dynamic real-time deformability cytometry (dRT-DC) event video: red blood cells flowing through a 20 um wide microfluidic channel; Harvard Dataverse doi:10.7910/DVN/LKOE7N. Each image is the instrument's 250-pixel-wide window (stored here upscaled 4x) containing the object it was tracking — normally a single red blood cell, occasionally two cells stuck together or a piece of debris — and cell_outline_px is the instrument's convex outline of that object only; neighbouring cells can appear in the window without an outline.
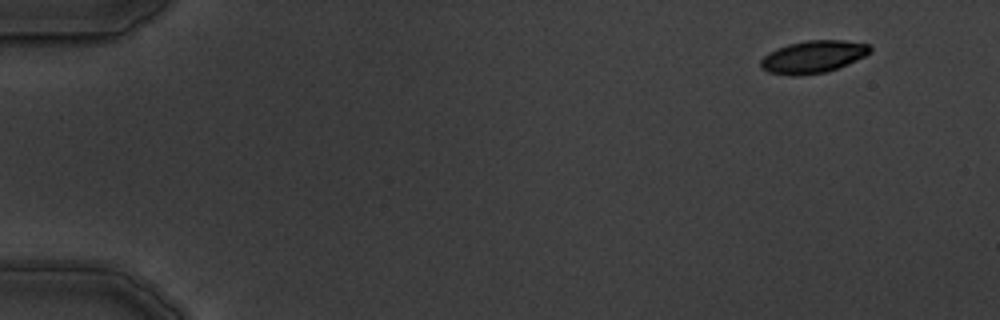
{"species": "common noctule bat (a hibernating species)", "species_latin": "Nyctalus noctula", "temperature_condition": "warm", "stored_images_in_passage": 9, "camera_frame_rate_fps": 3000, "um_per_image_px": 0.085, "animal": {"sex": "male", "body_mass_g": 19.5, "forearm_length_mm": 54.6}, "frame": {"image": 1, "passage_image": 1, "time_ms": 0.0, "image_size_px": [1000, 320], "cell_outline_px": [[872, 52], [856, 60], [836, 68], [824, 72], [800, 76], [792, 76], [768, 72], [760, 68], [760, 60], [768, 52], [776, 48], [788, 44], [808, 40], [844, 40], [868, 44], [872, 48]], "centroid_in_image_um": [69.08, 4.82], "position_along_channel_um": 15.9, "area_um2": 20.69}}
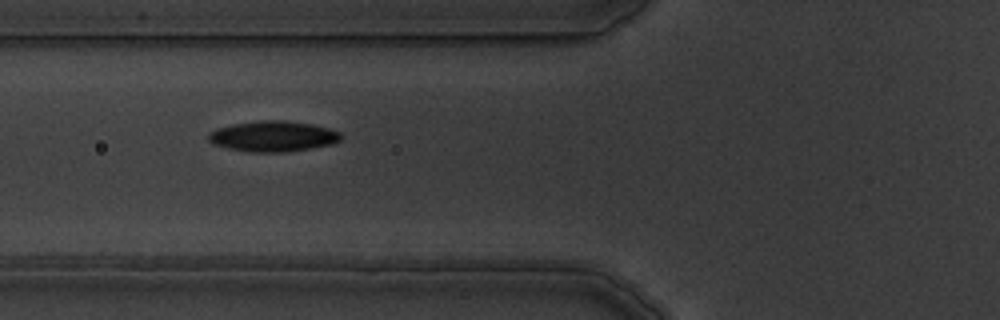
{"frame": {"image": 2, "passage_image": 6, "time_ms": 5.667, "image_size_px": [1000, 320], "cell_outline_px": [[344, 136], [340, 140], [332, 144], [284, 152], [252, 152], [228, 148], [212, 144], [208, 140], [208, 132], [216, 128], [232, 124], [260, 120], [284, 120], [312, 124], [328, 128], [340, 132]], "centroid_in_image_um": [23.19, 11.57], "position_along_channel_um": 102.6, "area_um2": 23.7}}
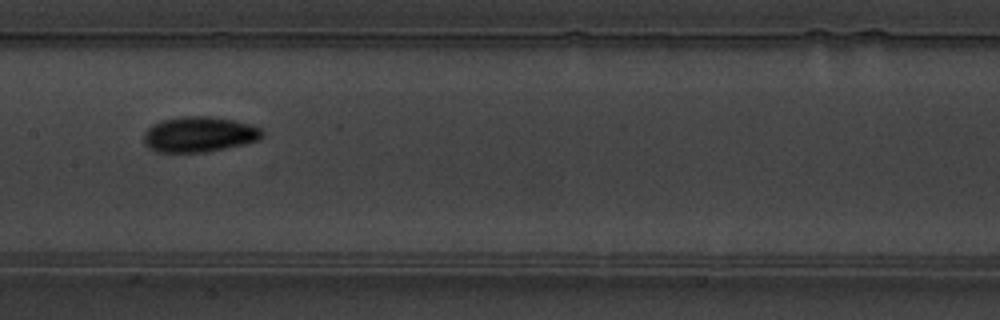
{"frame": {"image": 3, "passage_image": 8, "time_ms": 8.0, "image_size_px": [1000, 320], "cell_outline_px": [[264, 136], [260, 140], [244, 144], [204, 152], [156, 152], [148, 148], [144, 144], [144, 132], [152, 124], [160, 120], [184, 116], [208, 116], [232, 120], [264, 128]], "centroid_in_image_um": [16.93, 11.42], "position_along_channel_um": 190.5, "area_um2": 24.62}}